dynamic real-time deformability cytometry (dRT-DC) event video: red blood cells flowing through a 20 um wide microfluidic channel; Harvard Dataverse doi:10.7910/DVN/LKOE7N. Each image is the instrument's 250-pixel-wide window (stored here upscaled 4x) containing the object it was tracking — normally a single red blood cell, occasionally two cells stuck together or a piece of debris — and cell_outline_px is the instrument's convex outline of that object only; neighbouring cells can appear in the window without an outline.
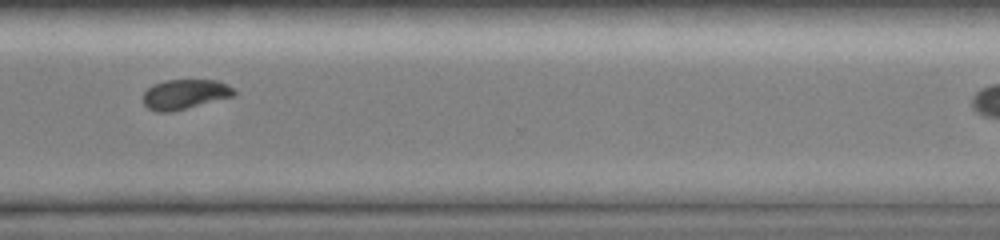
{"species": "common noctule bat (a hibernating species)", "species_latin": "Nyctalus noctula", "temperature_condition": "room temperature", "stored_images_in_passage": 56, "camera_frame_rate_fps": 3000, "um_per_image_px": 0.085, "animal": {"sex": "female", "body_mass_g": 19.0, "forearm_length_mm": 51.5}, "frame": {"image": 1, "passage_image": 55, "time_ms": 7.0, "image_size_px": [1000, 240], "cell_outline_px": [[236, 92], [232, 96], [172, 112], [156, 112], [148, 108], [144, 104], [144, 92], [152, 84], [164, 80], [216, 80], [228, 84], [236, 88]], "centroid_in_image_um": [15.71, 8.0], "position_along_channel_um": 354.9, "area_um2": 15.84}}